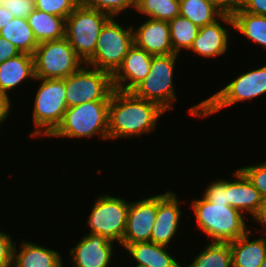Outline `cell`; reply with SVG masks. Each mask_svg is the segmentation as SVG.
I'll return each mask as SVG.
<instances>
[{
	"label": "cell",
	"instance_id": "8992f818",
	"mask_svg": "<svg viewBox=\"0 0 266 267\" xmlns=\"http://www.w3.org/2000/svg\"><path fill=\"white\" fill-rule=\"evenodd\" d=\"M112 17L102 28L94 54L86 65L113 75L121 66L129 48L134 44L132 23L123 25Z\"/></svg>",
	"mask_w": 266,
	"mask_h": 267
},
{
	"label": "cell",
	"instance_id": "d590c367",
	"mask_svg": "<svg viewBox=\"0 0 266 267\" xmlns=\"http://www.w3.org/2000/svg\"><path fill=\"white\" fill-rule=\"evenodd\" d=\"M19 54H21V52L12 43L0 36V63Z\"/></svg>",
	"mask_w": 266,
	"mask_h": 267
},
{
	"label": "cell",
	"instance_id": "f546056e",
	"mask_svg": "<svg viewBox=\"0 0 266 267\" xmlns=\"http://www.w3.org/2000/svg\"><path fill=\"white\" fill-rule=\"evenodd\" d=\"M81 2L89 8L116 18L119 14L123 15V12L129 14L130 9L136 10L138 0H81Z\"/></svg>",
	"mask_w": 266,
	"mask_h": 267
},
{
	"label": "cell",
	"instance_id": "d6986e66",
	"mask_svg": "<svg viewBox=\"0 0 266 267\" xmlns=\"http://www.w3.org/2000/svg\"><path fill=\"white\" fill-rule=\"evenodd\" d=\"M35 80L34 56L21 53L0 63V92L11 99V93L17 90L21 83Z\"/></svg>",
	"mask_w": 266,
	"mask_h": 267
},
{
	"label": "cell",
	"instance_id": "ab89813d",
	"mask_svg": "<svg viewBox=\"0 0 266 267\" xmlns=\"http://www.w3.org/2000/svg\"><path fill=\"white\" fill-rule=\"evenodd\" d=\"M252 220L261 226V229L256 228L257 233H266V198L262 199L260 209Z\"/></svg>",
	"mask_w": 266,
	"mask_h": 267
},
{
	"label": "cell",
	"instance_id": "9c48e42d",
	"mask_svg": "<svg viewBox=\"0 0 266 267\" xmlns=\"http://www.w3.org/2000/svg\"><path fill=\"white\" fill-rule=\"evenodd\" d=\"M108 193L95 197L86 225L90 229L88 233L101 235L116 245H121L127 224L129 200Z\"/></svg>",
	"mask_w": 266,
	"mask_h": 267
},
{
	"label": "cell",
	"instance_id": "e0dca14e",
	"mask_svg": "<svg viewBox=\"0 0 266 267\" xmlns=\"http://www.w3.org/2000/svg\"><path fill=\"white\" fill-rule=\"evenodd\" d=\"M133 28L134 44L153 56L174 54L169 24L166 21L144 18Z\"/></svg>",
	"mask_w": 266,
	"mask_h": 267
},
{
	"label": "cell",
	"instance_id": "484cf974",
	"mask_svg": "<svg viewBox=\"0 0 266 267\" xmlns=\"http://www.w3.org/2000/svg\"><path fill=\"white\" fill-rule=\"evenodd\" d=\"M180 15L189 19L199 28L220 19L223 12L212 0H179Z\"/></svg>",
	"mask_w": 266,
	"mask_h": 267
},
{
	"label": "cell",
	"instance_id": "b9f144b4",
	"mask_svg": "<svg viewBox=\"0 0 266 267\" xmlns=\"http://www.w3.org/2000/svg\"><path fill=\"white\" fill-rule=\"evenodd\" d=\"M260 267H266V258L264 259V261L262 262V264L260 265Z\"/></svg>",
	"mask_w": 266,
	"mask_h": 267
},
{
	"label": "cell",
	"instance_id": "30bf717a",
	"mask_svg": "<svg viewBox=\"0 0 266 267\" xmlns=\"http://www.w3.org/2000/svg\"><path fill=\"white\" fill-rule=\"evenodd\" d=\"M33 56L37 79H65L85 64L66 37L39 43Z\"/></svg>",
	"mask_w": 266,
	"mask_h": 267
},
{
	"label": "cell",
	"instance_id": "7a4b0ae2",
	"mask_svg": "<svg viewBox=\"0 0 266 267\" xmlns=\"http://www.w3.org/2000/svg\"><path fill=\"white\" fill-rule=\"evenodd\" d=\"M266 96V65L241 72L236 78L219 88L208 98L192 105L188 114L194 117L207 118L237 103H245ZM248 100V101H247Z\"/></svg>",
	"mask_w": 266,
	"mask_h": 267
},
{
	"label": "cell",
	"instance_id": "7402d4cb",
	"mask_svg": "<svg viewBox=\"0 0 266 267\" xmlns=\"http://www.w3.org/2000/svg\"><path fill=\"white\" fill-rule=\"evenodd\" d=\"M168 249L170 248L153 242H136L123 250L128 252L129 258L135 260L134 267H183L182 262Z\"/></svg>",
	"mask_w": 266,
	"mask_h": 267
},
{
	"label": "cell",
	"instance_id": "cb8c5ba5",
	"mask_svg": "<svg viewBox=\"0 0 266 267\" xmlns=\"http://www.w3.org/2000/svg\"><path fill=\"white\" fill-rule=\"evenodd\" d=\"M234 32L240 33L252 44L266 49V16L244 12L242 9L232 13ZM235 30V31H234Z\"/></svg>",
	"mask_w": 266,
	"mask_h": 267
},
{
	"label": "cell",
	"instance_id": "7c38bea8",
	"mask_svg": "<svg viewBox=\"0 0 266 267\" xmlns=\"http://www.w3.org/2000/svg\"><path fill=\"white\" fill-rule=\"evenodd\" d=\"M178 197L172 190L157 194V215L151 230L150 242L166 247H171V242L174 243L173 240L182 226L181 219L184 214L180 204L182 202Z\"/></svg>",
	"mask_w": 266,
	"mask_h": 267
},
{
	"label": "cell",
	"instance_id": "74e56055",
	"mask_svg": "<svg viewBox=\"0 0 266 267\" xmlns=\"http://www.w3.org/2000/svg\"><path fill=\"white\" fill-rule=\"evenodd\" d=\"M13 101L12 99H9L4 93L0 92V129L2 131V126L4 125V122L6 123L7 119L12 114L13 111L12 107H14V104H11Z\"/></svg>",
	"mask_w": 266,
	"mask_h": 267
},
{
	"label": "cell",
	"instance_id": "ffe728a7",
	"mask_svg": "<svg viewBox=\"0 0 266 267\" xmlns=\"http://www.w3.org/2000/svg\"><path fill=\"white\" fill-rule=\"evenodd\" d=\"M64 261L57 250L26 239L19 245L15 241L13 267H64Z\"/></svg>",
	"mask_w": 266,
	"mask_h": 267
},
{
	"label": "cell",
	"instance_id": "9a60e30c",
	"mask_svg": "<svg viewBox=\"0 0 266 267\" xmlns=\"http://www.w3.org/2000/svg\"><path fill=\"white\" fill-rule=\"evenodd\" d=\"M157 215V193L136 201H129L127 224L121 245L125 248L136 242H150L151 230Z\"/></svg>",
	"mask_w": 266,
	"mask_h": 267
},
{
	"label": "cell",
	"instance_id": "603a6c76",
	"mask_svg": "<svg viewBox=\"0 0 266 267\" xmlns=\"http://www.w3.org/2000/svg\"><path fill=\"white\" fill-rule=\"evenodd\" d=\"M27 21L38 43L65 37L66 19L64 17L35 9L27 17Z\"/></svg>",
	"mask_w": 266,
	"mask_h": 267
},
{
	"label": "cell",
	"instance_id": "8fae6325",
	"mask_svg": "<svg viewBox=\"0 0 266 267\" xmlns=\"http://www.w3.org/2000/svg\"><path fill=\"white\" fill-rule=\"evenodd\" d=\"M67 106L87 102H109L114 91L112 75L84 64L64 79Z\"/></svg>",
	"mask_w": 266,
	"mask_h": 267
},
{
	"label": "cell",
	"instance_id": "6da1fadb",
	"mask_svg": "<svg viewBox=\"0 0 266 267\" xmlns=\"http://www.w3.org/2000/svg\"><path fill=\"white\" fill-rule=\"evenodd\" d=\"M166 112L153 101L114 89L108 106V140L139 139L151 135L158 129V120Z\"/></svg>",
	"mask_w": 266,
	"mask_h": 267
},
{
	"label": "cell",
	"instance_id": "4316f807",
	"mask_svg": "<svg viewBox=\"0 0 266 267\" xmlns=\"http://www.w3.org/2000/svg\"><path fill=\"white\" fill-rule=\"evenodd\" d=\"M204 247L187 267H232L229 242H209Z\"/></svg>",
	"mask_w": 266,
	"mask_h": 267
},
{
	"label": "cell",
	"instance_id": "2e32d148",
	"mask_svg": "<svg viewBox=\"0 0 266 267\" xmlns=\"http://www.w3.org/2000/svg\"><path fill=\"white\" fill-rule=\"evenodd\" d=\"M153 55L133 44L121 66L112 75L113 88L131 92L149 74Z\"/></svg>",
	"mask_w": 266,
	"mask_h": 267
},
{
	"label": "cell",
	"instance_id": "e575fe53",
	"mask_svg": "<svg viewBox=\"0 0 266 267\" xmlns=\"http://www.w3.org/2000/svg\"><path fill=\"white\" fill-rule=\"evenodd\" d=\"M2 6L14 17L25 19L36 9L35 2L30 0H3Z\"/></svg>",
	"mask_w": 266,
	"mask_h": 267
},
{
	"label": "cell",
	"instance_id": "d4e9b609",
	"mask_svg": "<svg viewBox=\"0 0 266 267\" xmlns=\"http://www.w3.org/2000/svg\"><path fill=\"white\" fill-rule=\"evenodd\" d=\"M0 36L12 43L21 53L34 55L39 45L25 18L14 17L0 30Z\"/></svg>",
	"mask_w": 266,
	"mask_h": 267
},
{
	"label": "cell",
	"instance_id": "f35d334b",
	"mask_svg": "<svg viewBox=\"0 0 266 267\" xmlns=\"http://www.w3.org/2000/svg\"><path fill=\"white\" fill-rule=\"evenodd\" d=\"M223 12L233 13L242 8L245 0H212Z\"/></svg>",
	"mask_w": 266,
	"mask_h": 267
},
{
	"label": "cell",
	"instance_id": "5bb4252c",
	"mask_svg": "<svg viewBox=\"0 0 266 267\" xmlns=\"http://www.w3.org/2000/svg\"><path fill=\"white\" fill-rule=\"evenodd\" d=\"M80 239L68 249L71 267H115L112 266L115 263L113 258L118 255L114 253L115 242L91 233Z\"/></svg>",
	"mask_w": 266,
	"mask_h": 267
},
{
	"label": "cell",
	"instance_id": "44dd1931",
	"mask_svg": "<svg viewBox=\"0 0 266 267\" xmlns=\"http://www.w3.org/2000/svg\"><path fill=\"white\" fill-rule=\"evenodd\" d=\"M251 229L245 235L229 242L232 267H260L266 258V233L251 239Z\"/></svg>",
	"mask_w": 266,
	"mask_h": 267
},
{
	"label": "cell",
	"instance_id": "83f0119b",
	"mask_svg": "<svg viewBox=\"0 0 266 267\" xmlns=\"http://www.w3.org/2000/svg\"><path fill=\"white\" fill-rule=\"evenodd\" d=\"M174 54L190 50L193 40L197 37L199 27L181 15L168 22Z\"/></svg>",
	"mask_w": 266,
	"mask_h": 267
},
{
	"label": "cell",
	"instance_id": "4dcf8cb0",
	"mask_svg": "<svg viewBox=\"0 0 266 267\" xmlns=\"http://www.w3.org/2000/svg\"><path fill=\"white\" fill-rule=\"evenodd\" d=\"M81 3V0H36L37 10L64 17L65 19Z\"/></svg>",
	"mask_w": 266,
	"mask_h": 267
},
{
	"label": "cell",
	"instance_id": "ba28073f",
	"mask_svg": "<svg viewBox=\"0 0 266 267\" xmlns=\"http://www.w3.org/2000/svg\"><path fill=\"white\" fill-rule=\"evenodd\" d=\"M111 18L82 2L66 18L65 37L84 63L94 54L99 34Z\"/></svg>",
	"mask_w": 266,
	"mask_h": 267
},
{
	"label": "cell",
	"instance_id": "8d00e7d4",
	"mask_svg": "<svg viewBox=\"0 0 266 267\" xmlns=\"http://www.w3.org/2000/svg\"><path fill=\"white\" fill-rule=\"evenodd\" d=\"M241 9L244 12L266 16V0H245Z\"/></svg>",
	"mask_w": 266,
	"mask_h": 267
},
{
	"label": "cell",
	"instance_id": "277c9868",
	"mask_svg": "<svg viewBox=\"0 0 266 267\" xmlns=\"http://www.w3.org/2000/svg\"><path fill=\"white\" fill-rule=\"evenodd\" d=\"M109 102H87L66 109L58 127L48 136L55 139H84L98 136L108 140Z\"/></svg>",
	"mask_w": 266,
	"mask_h": 267
},
{
	"label": "cell",
	"instance_id": "d6a6232c",
	"mask_svg": "<svg viewBox=\"0 0 266 267\" xmlns=\"http://www.w3.org/2000/svg\"><path fill=\"white\" fill-rule=\"evenodd\" d=\"M203 196L211 203L229 204L227 192V180L216 178L213 182L206 185Z\"/></svg>",
	"mask_w": 266,
	"mask_h": 267
},
{
	"label": "cell",
	"instance_id": "ac0fdd59",
	"mask_svg": "<svg viewBox=\"0 0 266 267\" xmlns=\"http://www.w3.org/2000/svg\"><path fill=\"white\" fill-rule=\"evenodd\" d=\"M232 175L235 180L227 179L229 206L239 210L247 217L250 215L252 220L258 213L263 198L238 167Z\"/></svg>",
	"mask_w": 266,
	"mask_h": 267
},
{
	"label": "cell",
	"instance_id": "5b68a950",
	"mask_svg": "<svg viewBox=\"0 0 266 267\" xmlns=\"http://www.w3.org/2000/svg\"><path fill=\"white\" fill-rule=\"evenodd\" d=\"M39 81L34 95L32 122L34 130L28 136L48 138L61 123L68 108L64 79H37ZM46 136V137H45Z\"/></svg>",
	"mask_w": 266,
	"mask_h": 267
},
{
	"label": "cell",
	"instance_id": "52a82bcc",
	"mask_svg": "<svg viewBox=\"0 0 266 267\" xmlns=\"http://www.w3.org/2000/svg\"><path fill=\"white\" fill-rule=\"evenodd\" d=\"M178 58L177 54L153 56L149 74L131 92L136 97L157 103L167 112L172 111L178 99L174 88Z\"/></svg>",
	"mask_w": 266,
	"mask_h": 267
},
{
	"label": "cell",
	"instance_id": "836d02e7",
	"mask_svg": "<svg viewBox=\"0 0 266 267\" xmlns=\"http://www.w3.org/2000/svg\"><path fill=\"white\" fill-rule=\"evenodd\" d=\"M13 235L0 231V267H13L14 245Z\"/></svg>",
	"mask_w": 266,
	"mask_h": 267
},
{
	"label": "cell",
	"instance_id": "1f68e13d",
	"mask_svg": "<svg viewBox=\"0 0 266 267\" xmlns=\"http://www.w3.org/2000/svg\"><path fill=\"white\" fill-rule=\"evenodd\" d=\"M260 192L262 198H266V161L258 164L238 168Z\"/></svg>",
	"mask_w": 266,
	"mask_h": 267
},
{
	"label": "cell",
	"instance_id": "4fadbf2b",
	"mask_svg": "<svg viewBox=\"0 0 266 267\" xmlns=\"http://www.w3.org/2000/svg\"><path fill=\"white\" fill-rule=\"evenodd\" d=\"M222 21V22H221ZM223 23V24H222ZM225 24V25H224ZM234 29L233 17L231 13H225L216 22L199 28L197 37L193 40L192 46L188 52H193L204 59H213L223 57L230 50L229 38L231 37V28ZM230 35V36H229ZM229 48V50H228Z\"/></svg>",
	"mask_w": 266,
	"mask_h": 267
},
{
	"label": "cell",
	"instance_id": "60d3db41",
	"mask_svg": "<svg viewBox=\"0 0 266 267\" xmlns=\"http://www.w3.org/2000/svg\"><path fill=\"white\" fill-rule=\"evenodd\" d=\"M14 16L5 9L2 5L0 6V30L8 23L10 22Z\"/></svg>",
	"mask_w": 266,
	"mask_h": 267
},
{
	"label": "cell",
	"instance_id": "3957f363",
	"mask_svg": "<svg viewBox=\"0 0 266 267\" xmlns=\"http://www.w3.org/2000/svg\"><path fill=\"white\" fill-rule=\"evenodd\" d=\"M189 204L196 227L209 242H231L250 231L246 222L249 217L229 204L211 203L203 195Z\"/></svg>",
	"mask_w": 266,
	"mask_h": 267
},
{
	"label": "cell",
	"instance_id": "f1b7e54d",
	"mask_svg": "<svg viewBox=\"0 0 266 267\" xmlns=\"http://www.w3.org/2000/svg\"><path fill=\"white\" fill-rule=\"evenodd\" d=\"M179 0H138L136 14L142 18H152L170 22L180 15Z\"/></svg>",
	"mask_w": 266,
	"mask_h": 267
}]
</instances>
